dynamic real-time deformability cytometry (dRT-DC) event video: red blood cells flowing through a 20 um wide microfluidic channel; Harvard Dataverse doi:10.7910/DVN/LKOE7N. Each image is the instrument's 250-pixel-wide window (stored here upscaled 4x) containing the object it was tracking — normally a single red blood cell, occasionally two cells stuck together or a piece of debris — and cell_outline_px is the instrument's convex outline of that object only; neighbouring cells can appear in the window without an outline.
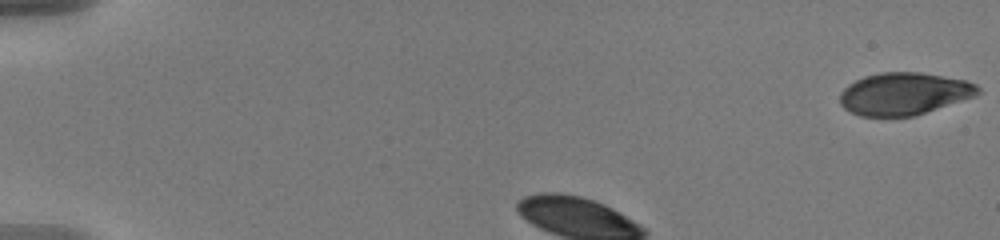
{"species": "human", "species_latin": "Homo sapiens", "temperature_condition": "warm", "stored_images_in_passage": 40, "camera_frame_rate_fps": 3000, "um_per_image_px": 0.085, "donor": {"sex": "male"}, "frame": {"image": 1, "passage_image": 1, "time_ms": 0.0, "image_size_px": [1000, 240], "cell_outline_px": [[980, 92], [976, 96], [916, 116], [860, 116], [844, 108], [840, 104], [840, 92], [848, 84], [864, 76], [880, 72], [920, 72], [964, 80], [976, 84], [980, 88]], "centroid_in_image_um": [76.84, 7.97], "position_along_channel_um": 8.2, "area_um2": 34.16}}
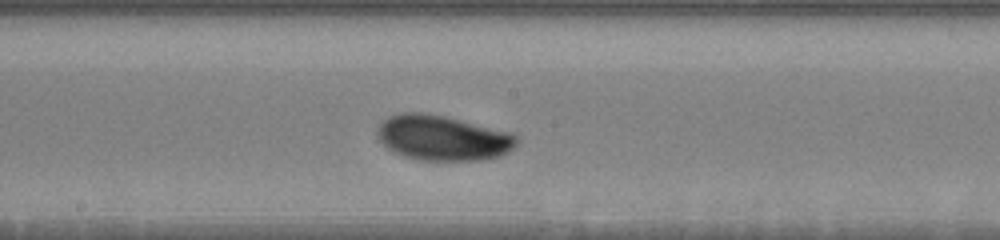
{"frame": {"image": 2, "passage_image": 21, "time_ms": 6.667, "image_size_px": [1000, 240], "cell_outline_px": [[520, 140], [508, 152], [500, 156], [480, 160], [420, 160], [404, 156], [388, 148], [376, 136], [376, 132], [380, 124], [388, 116], [404, 112], [424, 112], [444, 116], [460, 120], [504, 132], [516, 136]], "centroid_in_image_um": [37.58, 11.72], "position_along_channel_um": 210.6, "area_um2": 36.13}}
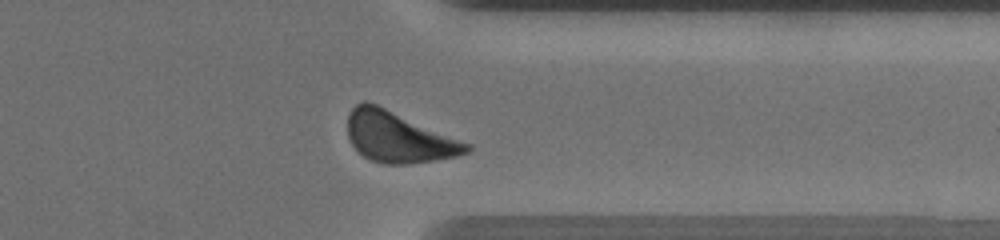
{"frame": {"image": 3, "passage_image": 35, "time_ms": 11.333, "image_size_px": [1000, 240], "cell_outline_px": [[472, 152], [456, 156], [408, 164], [384, 164], [372, 160], [364, 156], [352, 144], [348, 136], [348, 116], [352, 108], [356, 104], [364, 100], [376, 104], [472, 144]], "centroid_in_image_um": [33.9, 11.66], "position_along_channel_um": 377.5, "area_um2": 34.91}, "authors_computed_cell_mechanics": {"area_um2": 34.5933, "velocity_mm_per_s": 3.5793, "shape_relaxation_time_tau1_ms": 2.184, "shape_relaxation_time_tau2_ms": null, "deformation_change_tau1": 0.0917, "deformation_change_tau2": null}}